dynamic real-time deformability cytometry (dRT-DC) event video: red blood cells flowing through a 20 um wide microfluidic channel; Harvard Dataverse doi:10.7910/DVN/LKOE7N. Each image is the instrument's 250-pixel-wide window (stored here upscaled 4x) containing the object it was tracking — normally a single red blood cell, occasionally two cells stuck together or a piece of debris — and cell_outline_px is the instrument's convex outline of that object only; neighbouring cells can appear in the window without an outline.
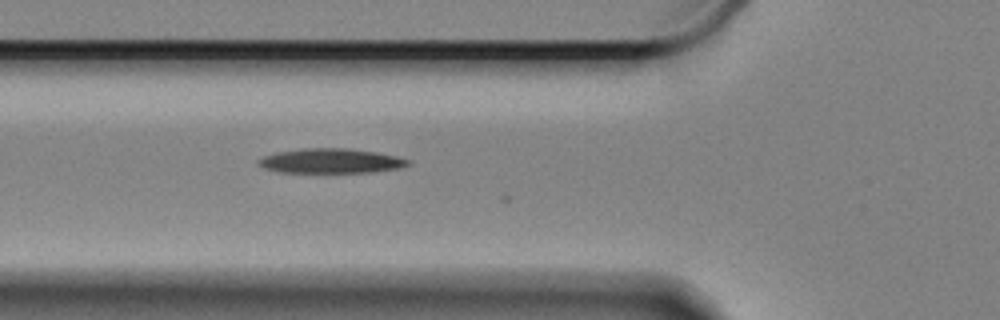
{"species": "Egyptian fruit bat (a non-hibernating species)", "species_latin": "Rousettus aegyptiacus", "temperature_condition": "cold", "stored_images_in_passage": 5, "camera_frame_rate_fps": 3000, "um_per_image_px": 0.085, "animal": {"sex": "female"}, "frame": {"image": 1, "passage_image": 3, "time_ms": 0.667, "image_size_px": [1000, 320], "cell_outline_px": [[408, 164], [400, 168], [372, 172], [280, 172], [264, 168], [260, 164], [260, 160], [264, 156], [276, 152], [304, 148], [344, 148], [372, 152], [396, 156], [408, 160]], "centroid_in_image_um": [28.11, 13.68], "position_along_channel_um": 97.7, "area_um2": 20.98}}